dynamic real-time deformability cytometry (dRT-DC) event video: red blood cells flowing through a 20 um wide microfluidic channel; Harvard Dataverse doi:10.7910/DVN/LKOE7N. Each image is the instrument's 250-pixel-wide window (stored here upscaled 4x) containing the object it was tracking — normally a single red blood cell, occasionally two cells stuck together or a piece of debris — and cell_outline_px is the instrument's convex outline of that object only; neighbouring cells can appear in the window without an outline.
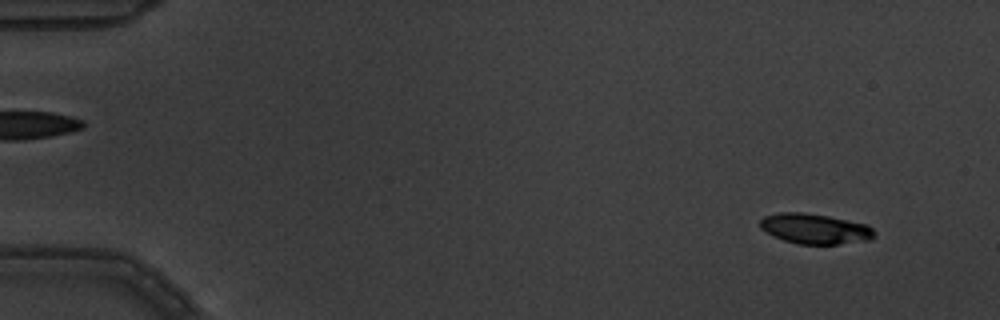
{"species": "common noctule bat (a hibernating species)", "species_latin": "Nyctalus noctula", "temperature_condition": "warm", "stored_images_in_passage": 6, "camera_frame_rate_fps": 3000, "um_per_image_px": 0.085, "animal": {"sex": "male", "body_mass_g": 19.5, "forearm_length_mm": 54.6}, "frame": {"image": 1, "passage_image": 1, "time_ms": 0.0, "image_size_px": [1000, 320], "cell_outline_px": [[876, 236], [872, 240], [836, 244], [796, 244], [772, 236], [760, 228], [760, 220], [764, 216], [780, 212], [800, 212], [828, 216], [868, 224], [876, 232]], "centroid_in_image_um": [69.29, 19.45], "position_along_channel_um": 15.7, "area_um2": 20.35}}